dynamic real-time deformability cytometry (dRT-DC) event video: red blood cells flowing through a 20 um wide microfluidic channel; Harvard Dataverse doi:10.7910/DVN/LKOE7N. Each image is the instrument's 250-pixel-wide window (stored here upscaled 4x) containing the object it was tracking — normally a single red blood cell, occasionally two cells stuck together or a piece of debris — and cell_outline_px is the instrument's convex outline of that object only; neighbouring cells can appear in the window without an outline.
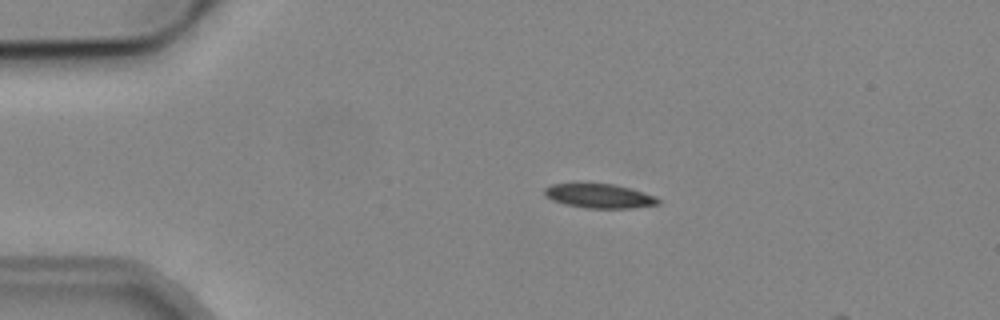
{"species": "common noctule bat (a hibernating species)", "species_latin": "Nyctalus noctula", "temperature_condition": "cold", "stored_images_in_passage": 2, "camera_frame_rate_fps": 3000, "um_per_image_px": 0.085, "animal": {"sex": "male", "body_mass_g": 19.2, "forearm_length_mm": 51.8}, "frame": {"image": 1, "passage_image": 1, "time_ms": 0.0, "image_size_px": [1000, 320], "cell_outline_px": [[660, 204], [632, 208], [584, 208], [564, 204], [552, 200], [544, 196], [544, 188], [552, 184], [576, 180], [616, 184], [632, 188], [656, 196], [660, 200]], "centroid_in_image_um": [50.88, 16.6], "position_along_channel_um": 34.1, "area_um2": 17.11}}